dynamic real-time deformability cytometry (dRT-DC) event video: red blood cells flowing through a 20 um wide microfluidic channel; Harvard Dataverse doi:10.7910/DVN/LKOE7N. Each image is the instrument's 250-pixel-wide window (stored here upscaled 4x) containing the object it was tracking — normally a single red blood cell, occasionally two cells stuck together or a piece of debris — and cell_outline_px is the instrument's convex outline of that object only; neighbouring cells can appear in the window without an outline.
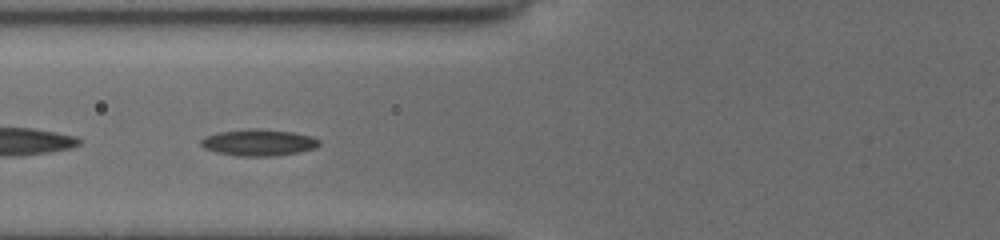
{"species": "common noctule bat (a hibernating species)", "species_latin": "Nyctalus noctula", "temperature_condition": "cold", "stored_images_in_passage": 49, "segment_of_instrument_passage": [2, 2], "camera_frame_rate_fps": 3000, "um_per_image_px": 0.085, "animal": {"sex": "female", "body_mass_g": 19.5, "forearm_length_mm": 54.1}, "frame": {"image": 1, "passage_image": 17, "time_ms": 5.333, "image_size_px": [1000, 240], "cell_outline_px": [[320, 144], [316, 148], [300, 152], [272, 156], [236, 156], [216, 152], [204, 148], [200, 144], [200, 140], [204, 136], [216, 132], [248, 128], [260, 128], [292, 132], [312, 136], [320, 140]], "centroid_in_image_um": [21.96, 12.1], "position_along_channel_um": 103.8, "area_um2": 18.61}}
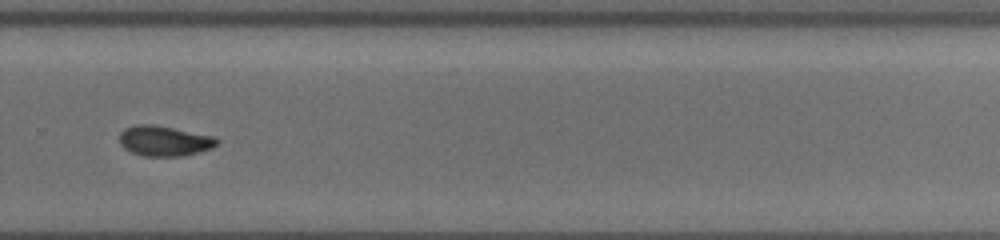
{"frame": {"image": 2, "passage_image": 34, "time_ms": 11.0, "image_size_px": [1000, 240], "cell_outline_px": [[220, 140], [212, 148], [180, 156], [144, 156], [132, 152], [124, 148], [120, 144], [120, 132], [124, 128], [136, 124], [152, 124], [212, 136]], "centroid_in_image_um": [13.92, 11.97], "position_along_channel_um": 315.9, "area_um2": 16.94}}
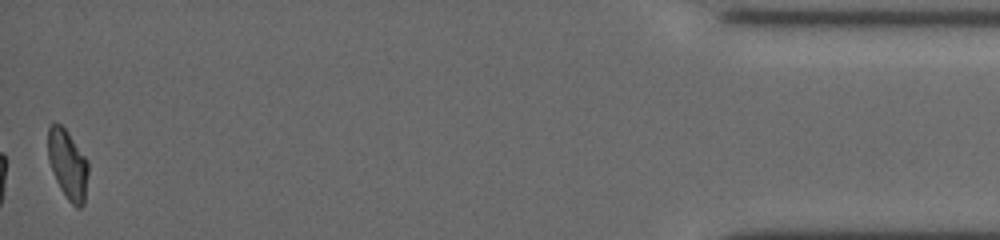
{"frame": {"image": 3, "passage_image": 49, "time_ms": 16.0, "image_size_px": [1000, 240], "cell_outline_px": [[88, 172], [84, 204], [80, 208], [76, 208], [68, 200], [60, 188], [56, 180], [48, 160], [48, 128], [52, 124], [60, 124], [68, 132], [88, 160]], "centroid_in_image_um": [5.77, 14.0], "position_along_channel_um": 429.4, "area_um2": 16.24}}